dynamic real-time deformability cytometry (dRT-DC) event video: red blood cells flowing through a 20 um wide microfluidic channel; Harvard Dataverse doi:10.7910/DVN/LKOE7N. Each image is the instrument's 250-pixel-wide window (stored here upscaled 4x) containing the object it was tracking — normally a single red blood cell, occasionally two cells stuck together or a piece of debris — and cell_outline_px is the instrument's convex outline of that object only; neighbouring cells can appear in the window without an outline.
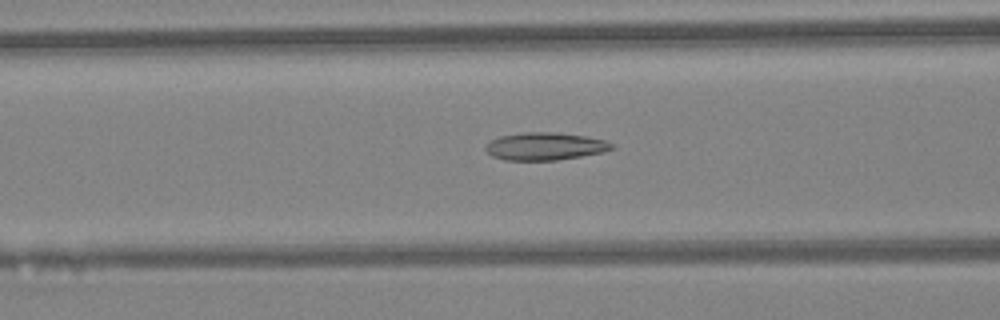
{"species": "Egyptian fruit bat (a non-hibernating species)", "species_latin": "Rousettus aegyptiacus", "temperature_condition": "warm", "stored_images_in_passage": 42, "camera_frame_rate_fps": 3000, "um_per_image_px": 0.085, "animal": {"sex": "female"}, "frame": {"image": 1, "passage_image": 15, "time_ms": 4.667, "image_size_px": [1000, 320], "cell_outline_px": [[616, 148], [604, 152], [556, 160], [504, 160], [492, 156], [484, 148], [492, 140], [500, 136], [524, 132], [556, 132], [584, 136], [604, 140], [616, 144]], "centroid_in_image_um": [46.37, 12.43], "position_along_channel_um": 120.2, "area_um2": 20.29}}
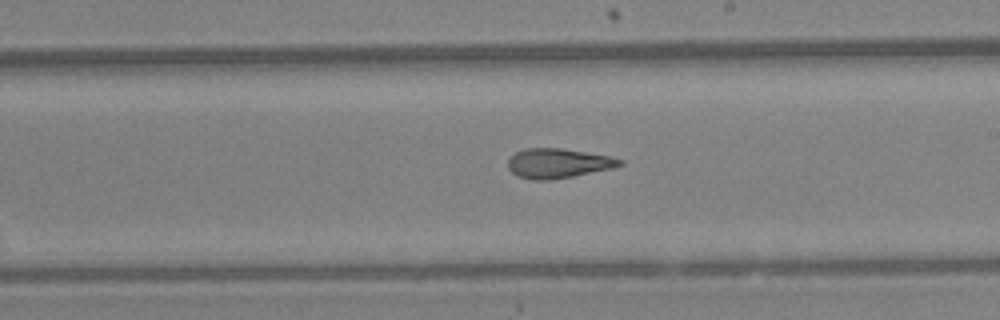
{"frame": {"image": 2, "passage_image": 23, "time_ms": 7.333, "image_size_px": [1000, 320], "cell_outline_px": [[624, 164], [612, 168], [572, 176], [548, 180], [532, 180], [516, 176], [508, 168], [508, 160], [516, 152], [524, 148], [560, 148], [612, 156], [624, 160]], "centroid_in_image_um": [47.44, 13.87], "position_along_channel_um": 241.6, "area_um2": 19.31}}
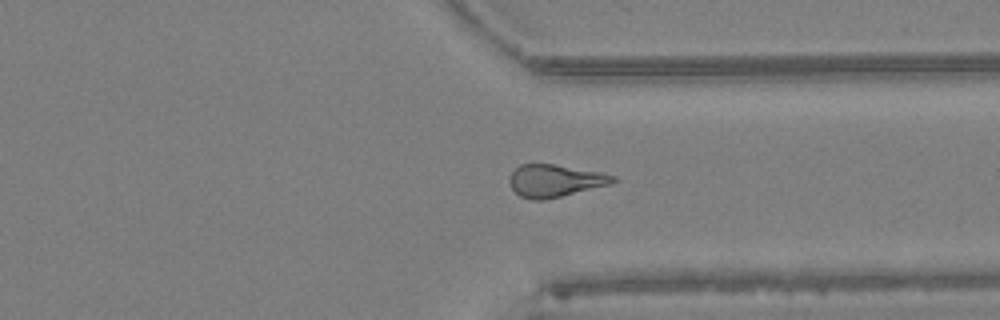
{"frame": {"image": 3, "passage_image": 31, "time_ms": 10.0, "image_size_px": [1000, 320], "cell_outline_px": [[616, 180], [608, 184], [544, 200], [532, 200], [520, 196], [512, 188], [508, 180], [508, 176], [520, 164], [556, 164], [600, 172], [616, 176]], "centroid_in_image_um": [47.12, 15.35], "position_along_channel_um": 364.3, "area_um2": 19.31}, "authors_computed_cell_mechanics": {"area_um2": 19.5942, "velocity_mm_per_s": 4.5842, "shape_relaxation_time_tau1_ms": null, "shape_relaxation_time_tau2_ms": 2.3047, "deformation_change_tau1": null, "deformation_change_tau2": 0.133}}